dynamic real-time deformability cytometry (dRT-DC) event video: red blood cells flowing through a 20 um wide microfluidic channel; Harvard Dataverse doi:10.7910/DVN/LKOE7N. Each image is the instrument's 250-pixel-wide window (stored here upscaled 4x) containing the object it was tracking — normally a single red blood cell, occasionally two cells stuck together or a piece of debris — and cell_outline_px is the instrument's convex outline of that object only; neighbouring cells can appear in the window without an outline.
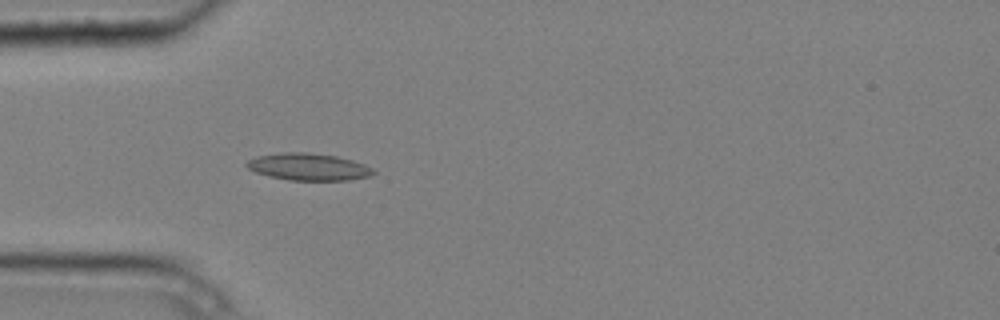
{"species": "common noctule bat (a hibernating species)", "species_latin": "Nyctalus noctula", "temperature_condition": "cold", "stored_images_in_passage": 3, "camera_frame_rate_fps": 3000, "um_per_image_px": 0.085, "animal": {"sex": "male", "body_mass_g": 20.4}, "frame": {"image": 1, "passage_image": 3, "time_ms": 0.667, "image_size_px": [1000, 320], "cell_outline_px": [[376, 172], [368, 176], [348, 180], [288, 180], [268, 176], [256, 172], [248, 168], [244, 164], [248, 160], [256, 156], [284, 152], [308, 152], [336, 156], [352, 160], [364, 164], [372, 168]], "centroid_in_image_um": [26.19, 14.18], "position_along_channel_um": 58.8, "area_um2": 19.94}}